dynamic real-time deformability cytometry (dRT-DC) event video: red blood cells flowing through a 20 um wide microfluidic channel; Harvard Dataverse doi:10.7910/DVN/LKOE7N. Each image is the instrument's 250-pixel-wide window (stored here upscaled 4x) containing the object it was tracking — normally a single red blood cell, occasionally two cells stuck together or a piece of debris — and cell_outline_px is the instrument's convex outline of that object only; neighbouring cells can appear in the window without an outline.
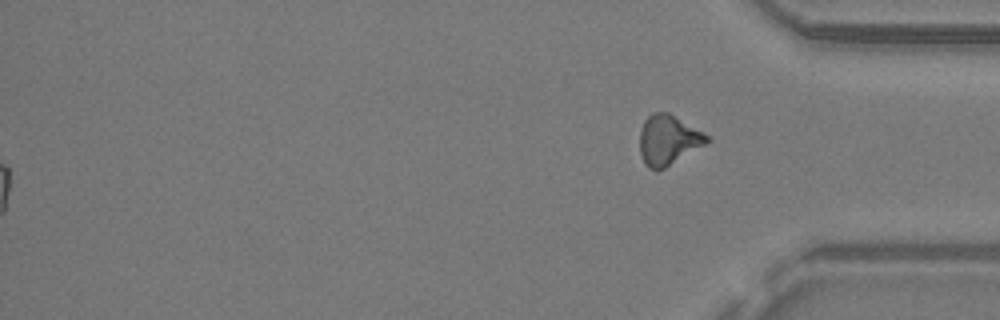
{"species": "common noctule bat (a hibernating species)", "species_latin": "Nyctalus noctula", "temperature_condition": "warm", "stored_images_in_passage": 36, "segment_of_instrument_passage": [2, 2], "camera_frame_rate_fps": 3000, "um_per_image_px": 0.085, "animal": {"sex": "male", "body_mass_g": 19.2, "forearm_length_mm": 51.8}, "frame": {"image": 1, "passage_image": 36, "time_ms": 11.667, "image_size_px": [1000, 320], "cell_outline_px": [[712, 140], [664, 168], [656, 172], [648, 168], [644, 164], [640, 152], [640, 132], [644, 120], [652, 112], [668, 112], [704, 132]], "centroid_in_image_um": [56.78, 11.9], "position_along_channel_um": 378.4, "area_um2": 19.54}}